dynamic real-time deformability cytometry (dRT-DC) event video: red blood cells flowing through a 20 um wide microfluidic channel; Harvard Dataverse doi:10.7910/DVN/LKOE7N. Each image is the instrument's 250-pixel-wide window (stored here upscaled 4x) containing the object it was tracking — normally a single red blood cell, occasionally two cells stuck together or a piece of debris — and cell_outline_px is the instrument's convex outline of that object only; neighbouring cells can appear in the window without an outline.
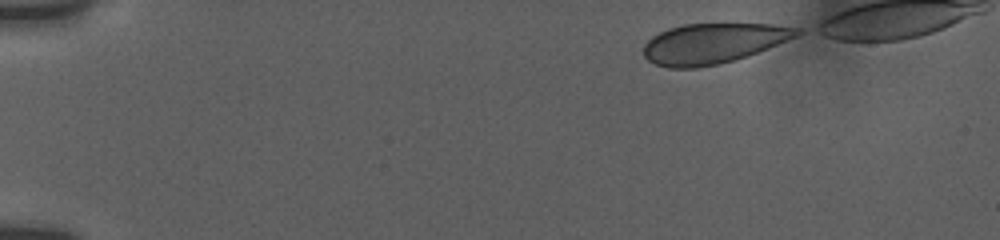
{"species": "human", "species_latin": "Homo sapiens", "temperature_condition": "room temperature", "stored_images_in_passage": 45, "camera_frame_rate_fps": 3000, "um_per_image_px": 0.085, "donor": {"sex": "female"}, "frame": {"image": 1, "passage_image": 1, "time_ms": 0.0, "image_size_px": [1000, 240], "cell_outline_px": [[804, 32], [796, 36], [768, 48], [736, 60], [720, 64], [696, 68], [668, 68], [656, 64], [648, 60], [644, 56], [644, 44], [652, 36], [668, 28], [684, 24], [772, 24], [800, 28]], "centroid_in_image_um": [60.6, 3.69], "position_along_channel_um": 24.4, "area_um2": 35.89}}
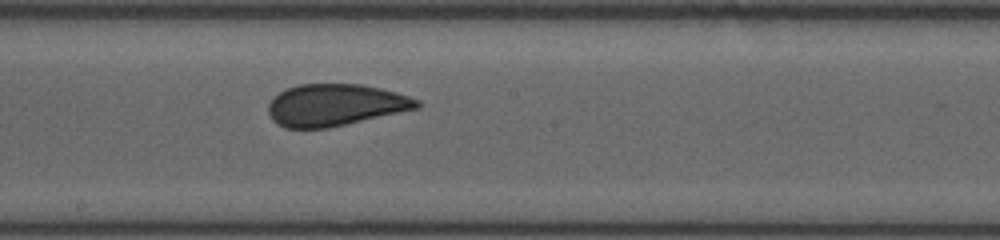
{"frame": {"image": 2, "passage_image": 25, "time_ms": 8.0, "image_size_px": [1000, 240], "cell_outline_px": [[424, 104], [420, 108], [328, 128], [284, 128], [276, 124], [272, 120], [268, 112], [268, 104], [272, 96], [288, 88], [300, 84], [360, 84], [380, 88], [396, 92], [420, 100]], "centroid_in_image_um": [28.5, 8.93], "position_along_channel_um": 219.7, "area_um2": 36.53}}
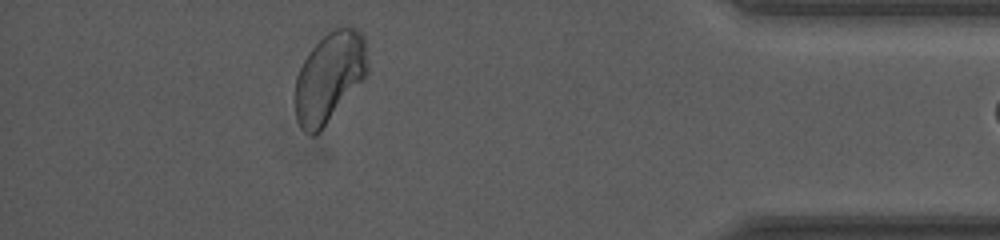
{"frame": {"image": 3, "passage_image": 43, "time_ms": 14.0, "image_size_px": [1000, 240], "cell_outline_px": [[368, 72], [320, 132], [312, 136], [300, 128], [296, 116], [296, 76], [304, 60], [312, 48], [332, 28], [356, 28], [364, 36], [368, 64]], "centroid_in_image_um": [28.0, 6.56], "position_along_channel_um": 407.2, "area_um2": 37.4}}